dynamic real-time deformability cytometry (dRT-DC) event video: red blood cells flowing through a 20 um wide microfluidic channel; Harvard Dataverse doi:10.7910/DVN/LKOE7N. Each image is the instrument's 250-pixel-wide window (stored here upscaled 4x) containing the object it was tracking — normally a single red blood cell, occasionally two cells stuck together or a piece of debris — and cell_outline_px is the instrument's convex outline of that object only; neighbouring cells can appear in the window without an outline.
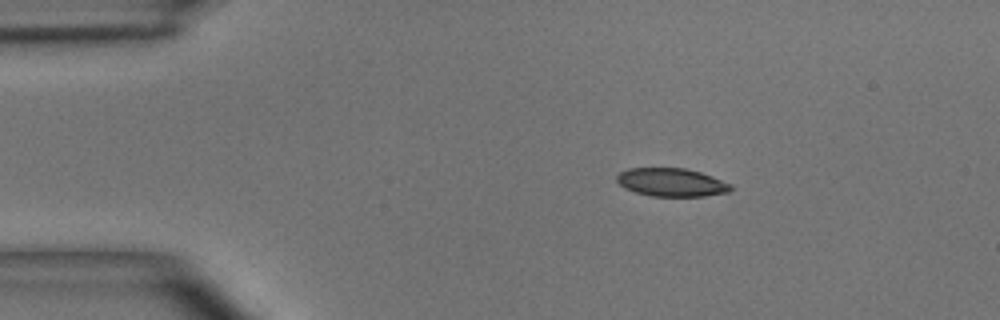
{"species": "common noctule bat (a hibernating species)", "species_latin": "Nyctalus noctula", "temperature_condition": "room temperature", "stored_images_in_passage": 4, "camera_frame_rate_fps": 3000, "um_per_image_px": 0.085, "animal": {"sex": "male", "body_mass_g": 15.6}, "frame": {"image": 1, "passage_image": 1, "time_ms": 0.0, "image_size_px": [1000, 320], "cell_outline_px": [[732, 188], [728, 192], [704, 196], [652, 196], [636, 192], [624, 188], [616, 180], [616, 176], [620, 172], [628, 168], [684, 168], [700, 172], [712, 176], [732, 184]], "centroid_in_image_um": [57.07, 15.49], "position_along_channel_um": 27.9, "area_um2": 18.73}}
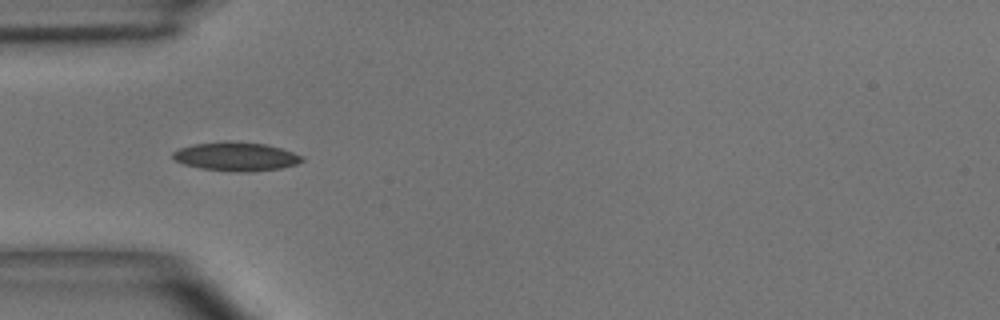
{"frame": {"image": 2, "passage_image": 3, "time_ms": 2.333, "image_size_px": [1000, 320], "cell_outline_px": [[304, 160], [296, 164], [280, 168], [252, 172], [232, 172], [200, 168], [184, 164], [176, 160], [172, 156], [172, 152], [180, 148], [196, 144], [228, 140], [264, 144], [280, 148], [304, 156]], "centroid_in_image_um": [20.07, 13.31], "position_along_channel_um": 64.9, "area_um2": 21.68}}
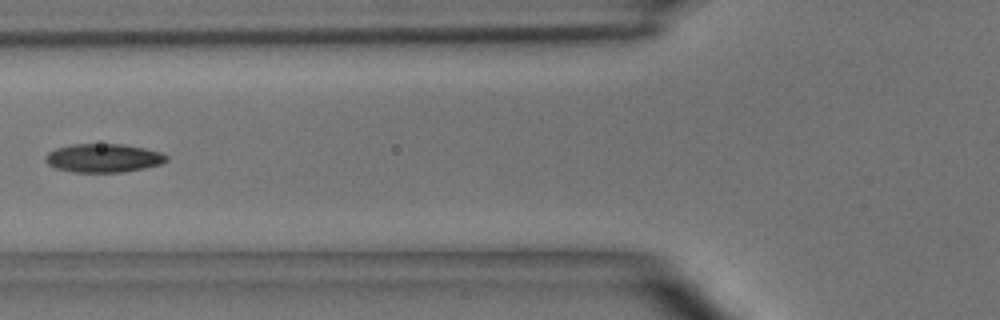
{"frame": {"image": 3, "passage_image": 4, "time_ms": 3.667, "image_size_px": [1000, 320], "cell_outline_px": [[168, 160], [160, 164], [144, 168], [124, 172], [72, 172], [56, 168], [48, 164], [44, 160], [44, 156], [48, 152], [56, 148], [72, 144], [124, 144], [144, 148], [160, 152], [168, 156]], "centroid_in_image_um": [8.77, 13.43], "position_along_channel_um": 117.0, "area_um2": 20.23}}